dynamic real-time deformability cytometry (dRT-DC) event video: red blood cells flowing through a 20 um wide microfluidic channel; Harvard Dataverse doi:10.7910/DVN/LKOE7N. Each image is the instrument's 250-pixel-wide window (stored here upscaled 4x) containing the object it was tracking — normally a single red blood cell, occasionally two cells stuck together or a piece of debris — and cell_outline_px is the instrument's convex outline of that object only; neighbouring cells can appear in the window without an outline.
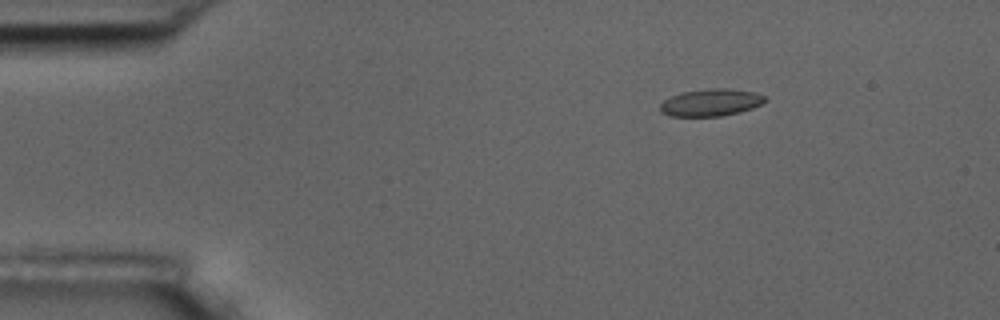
{"species": "common noctule bat (a hibernating species)", "species_latin": "Nyctalus noctula", "temperature_condition": "room temperature", "stored_images_in_passage": 4, "segment_of_instrument_passage": [1, 2], "camera_frame_rate_fps": 3000, "um_per_image_px": 0.085, "animal": {"sex": "male", "body_mass_g": 17.5, "forearm_length_mm": 52.3}, "frame": {"image": 1, "passage_image": 1, "time_ms": 0.0, "image_size_px": [1000, 320], "cell_outline_px": [[768, 100], [752, 108], [740, 112], [720, 116], [668, 116], [660, 112], [660, 104], [664, 100], [680, 92], [708, 88], [724, 88], [752, 92], [764, 96]], "centroid_in_image_um": [60.38, 8.71], "position_along_channel_um": 24.6, "area_um2": 16.59}}
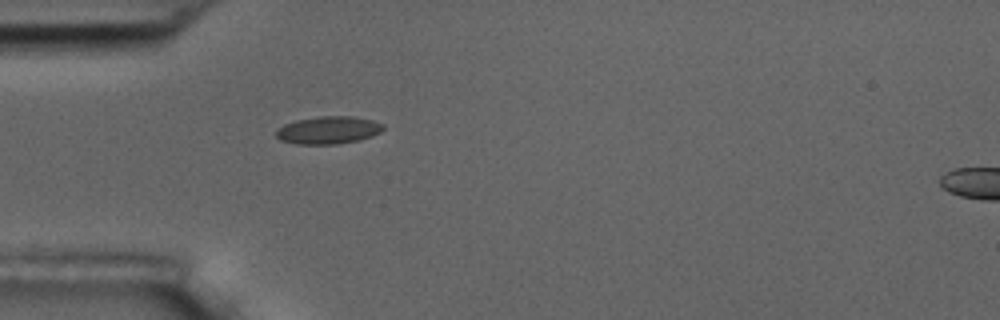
{"frame": {"image": 2, "passage_image": 3, "time_ms": 2.667, "image_size_px": [1000, 320], "cell_outline_px": [[384, 128], [380, 132], [372, 136], [356, 140], [336, 144], [296, 144], [280, 140], [276, 136], [276, 132], [284, 124], [296, 120], [320, 116], [352, 116], [372, 120], [384, 124]], "centroid_in_image_um": [27.91, 11.05], "position_along_channel_um": 57.1, "area_um2": 17.11}}